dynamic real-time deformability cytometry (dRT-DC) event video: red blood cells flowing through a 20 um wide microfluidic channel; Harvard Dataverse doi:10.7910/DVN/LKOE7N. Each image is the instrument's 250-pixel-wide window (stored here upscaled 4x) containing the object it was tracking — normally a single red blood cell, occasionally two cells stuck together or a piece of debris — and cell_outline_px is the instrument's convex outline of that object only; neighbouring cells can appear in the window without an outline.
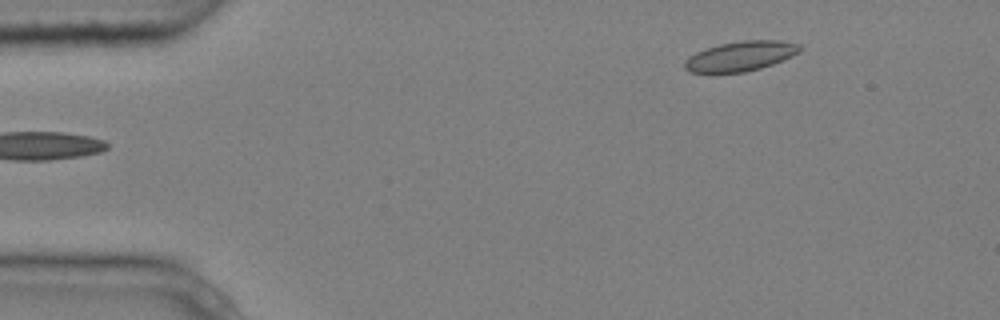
{"species": "common noctule bat (a hibernating species)", "species_latin": "Nyctalus noctula", "temperature_condition": "cold", "stored_images_in_passage": 6, "camera_frame_rate_fps": 3000, "um_per_image_px": 0.085, "animal": {"sex": "male", "body_mass_g": 20.4}, "frame": {"image": 1, "passage_image": 1, "time_ms": 0.0, "image_size_px": [1000, 320], "cell_outline_px": [[804, 48], [800, 52], [792, 56], [772, 64], [760, 68], [744, 72], [688, 72], [684, 68], [684, 60], [688, 56], [704, 48], [720, 44], [740, 40], [780, 40], [800, 44]], "centroid_in_image_um": [62.95, 4.75], "position_along_channel_um": 22.0, "area_um2": 20.17}}
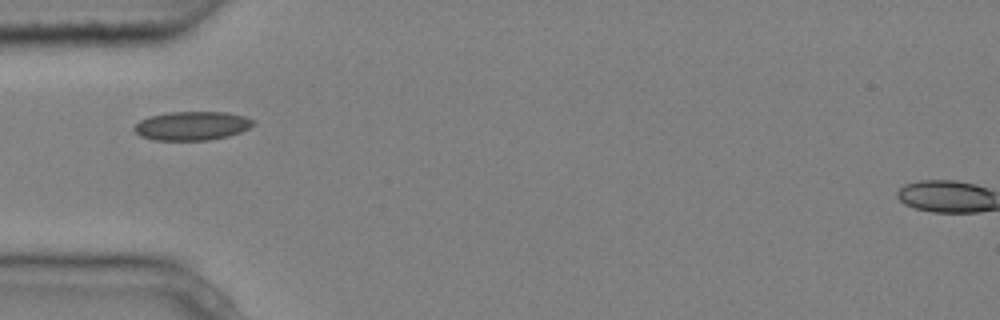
{"frame": {"image": 2, "passage_image": 4, "time_ms": 1.0, "image_size_px": [1000, 320], "cell_outline_px": [[256, 124], [240, 132], [228, 136], [208, 140], [152, 140], [140, 136], [132, 128], [140, 120], [148, 116], [168, 112], [228, 112], [244, 116], [256, 120]], "centroid_in_image_um": [16.32, 10.69], "position_along_channel_um": 68.7, "area_um2": 20.17}}
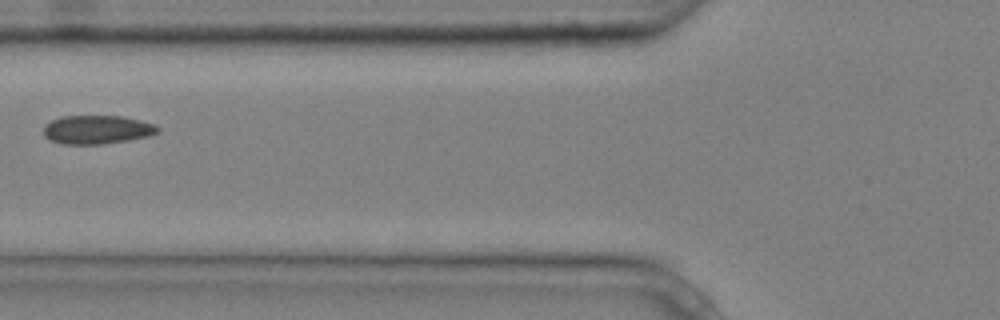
{"frame": {"image": 3, "passage_image": 5, "time_ms": 1.333, "image_size_px": [1000, 320], "cell_outline_px": [[160, 132], [148, 136], [128, 140], [104, 144], [60, 144], [48, 140], [44, 136], [44, 124], [60, 116], [124, 116], [140, 120], [152, 124], [160, 128]], "centroid_in_image_um": [8.21, 11.02], "position_along_channel_um": 117.6, "area_um2": 19.25}}